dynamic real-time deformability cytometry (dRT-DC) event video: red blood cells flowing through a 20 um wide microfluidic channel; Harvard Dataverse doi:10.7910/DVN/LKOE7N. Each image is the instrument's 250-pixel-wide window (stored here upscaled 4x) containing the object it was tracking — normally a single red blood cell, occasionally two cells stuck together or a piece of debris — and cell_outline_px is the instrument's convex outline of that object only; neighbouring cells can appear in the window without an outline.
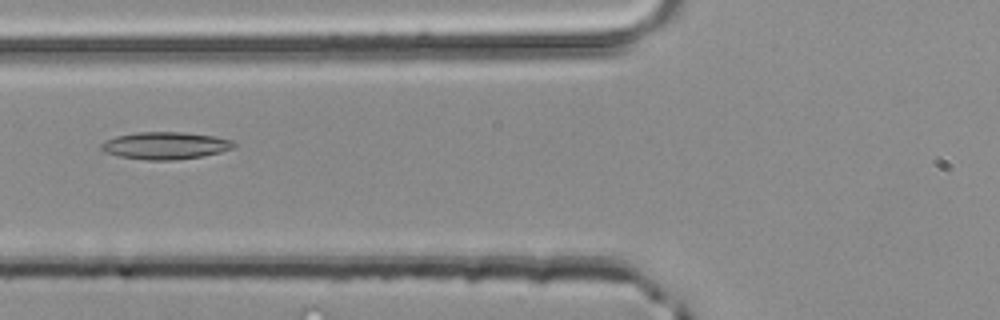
{"species": "common noctule bat (a hibernating species)", "species_latin": "Nyctalus noctula", "temperature_condition": "room temperature", "stored_images_in_passage": 2, "camera_frame_rate_fps": 3000, "um_per_image_px": 0.085, "animal": {"sex": "male", "body_mass_g": 20.4}, "frame": {"image": 1, "passage_image": 2, "time_ms": 0.333, "image_size_px": [1000, 320], "cell_outline_px": [[236, 148], [220, 152], [200, 156], [176, 160], [148, 160], [120, 156], [104, 152], [100, 148], [100, 144], [116, 136], [136, 132], [184, 132], [212, 136], [232, 140], [236, 144]], "centroid_in_image_um": [14.07, 12.37], "position_along_channel_um": 111.7, "area_um2": 20.98}}